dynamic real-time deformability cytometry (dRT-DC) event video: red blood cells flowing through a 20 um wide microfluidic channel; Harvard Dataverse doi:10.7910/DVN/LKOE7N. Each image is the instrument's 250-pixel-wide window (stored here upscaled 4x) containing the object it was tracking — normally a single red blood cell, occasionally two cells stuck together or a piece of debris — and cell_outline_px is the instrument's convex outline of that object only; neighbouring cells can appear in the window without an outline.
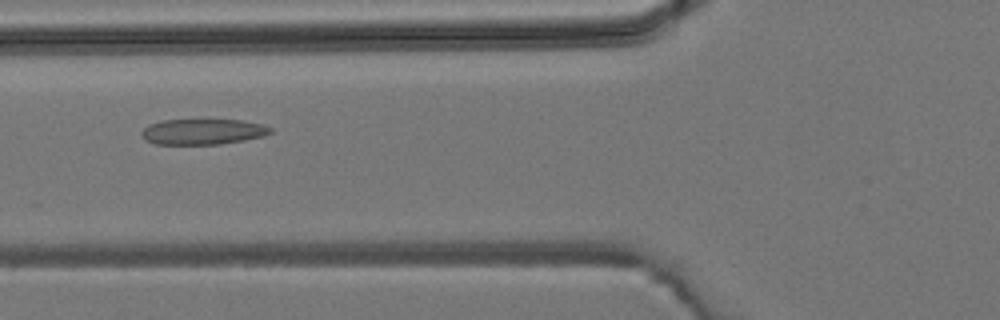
{"species": "common noctule bat (a hibernating species)", "species_latin": "Nyctalus noctula", "temperature_condition": "room temperature", "stored_images_in_passage": 4, "camera_frame_rate_fps": 3000, "um_per_image_px": 0.085, "animal": {"sex": "male", "body_mass_g": 19.2, "forearm_length_mm": 51.8}, "frame": {"image": 1, "passage_image": 3, "time_ms": 2.333, "image_size_px": [1000, 320], "cell_outline_px": [[272, 132], [264, 136], [244, 140], [220, 144], [156, 144], [144, 140], [140, 136], [140, 132], [148, 124], [160, 120], [240, 120], [264, 124], [272, 128]], "centroid_in_image_um": [17.21, 11.19], "position_along_channel_um": 108.6, "area_um2": 19.42}}
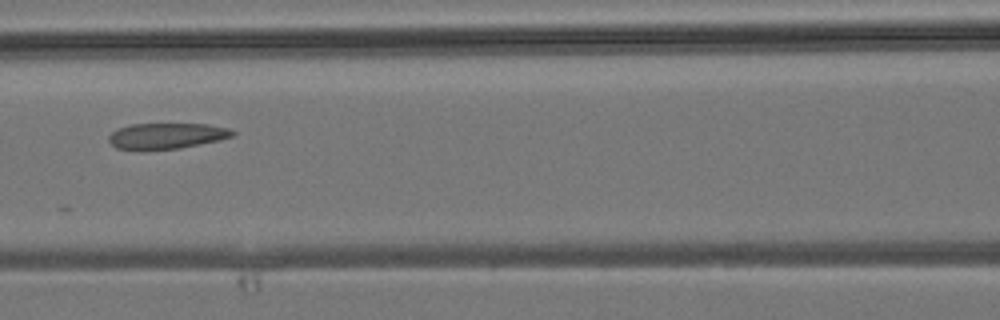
{"frame": {"image": 2, "passage_image": 4, "time_ms": 3.333, "image_size_px": [1000, 320], "cell_outline_px": [[236, 132], [232, 136], [220, 140], [180, 148], [116, 148], [108, 140], [108, 136], [112, 132], [120, 128], [132, 124], [208, 124], [228, 128]], "centroid_in_image_um": [14.21, 11.52], "position_along_channel_um": 152.4, "area_um2": 18.09}}